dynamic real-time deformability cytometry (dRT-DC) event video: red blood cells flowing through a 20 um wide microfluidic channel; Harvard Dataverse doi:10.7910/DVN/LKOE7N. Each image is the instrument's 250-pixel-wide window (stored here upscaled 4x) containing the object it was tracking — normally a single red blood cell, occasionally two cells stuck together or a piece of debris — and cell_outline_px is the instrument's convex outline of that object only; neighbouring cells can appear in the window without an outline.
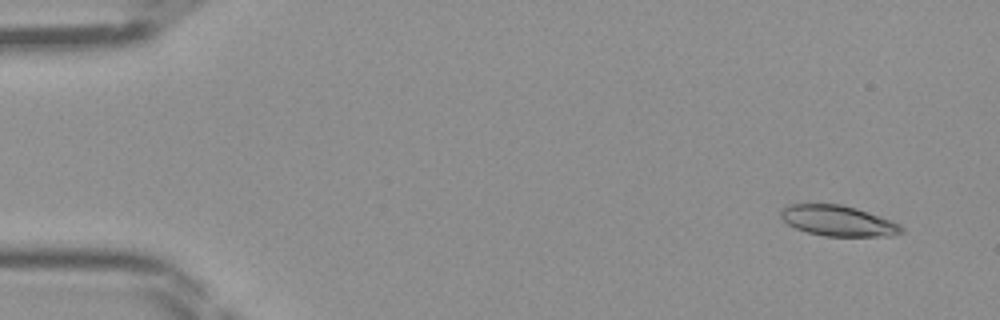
{"species": "Egyptian fruit bat (a non-hibernating species)", "species_latin": "Rousettus aegyptiacus", "temperature_condition": "room temperature", "stored_images_in_passage": 46, "segment_of_instrument_passage": [1, 2], "camera_frame_rate_fps": 3000, "um_per_image_px": 0.085, "frame": {"image": 1, "passage_image": 2, "time_ms": 0.333, "image_size_px": [1000, 320], "cell_outline_px": [[904, 232], [892, 236], [824, 236], [808, 232], [796, 228], [788, 224], [780, 216], [780, 212], [788, 204], [840, 204], [856, 208], [892, 220], [900, 224], [904, 228]], "centroid_in_image_um": [71.27, 18.77], "position_along_channel_um": 13.7, "area_um2": 21.5}}
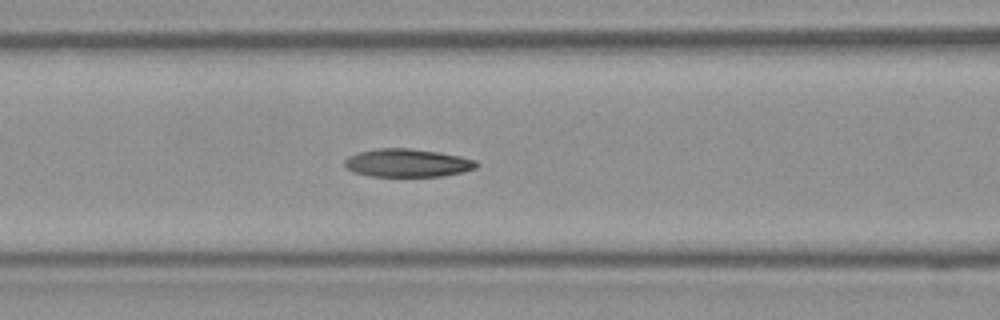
{"frame": {"image": 2, "passage_image": 18, "time_ms": 5.667, "image_size_px": [1000, 320], "cell_outline_px": [[480, 164], [476, 168], [460, 172], [440, 176], [372, 176], [352, 172], [344, 164], [344, 160], [348, 156], [360, 152], [376, 148], [412, 148], [460, 156], [476, 160]], "centroid_in_image_um": [34.62, 13.84], "position_along_channel_um": 132.0, "area_um2": 21.5}}
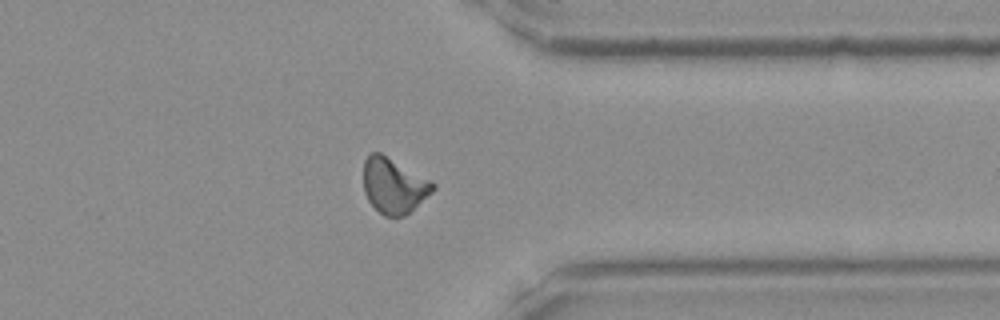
{"frame": {"image": 3, "passage_image": 35, "time_ms": 11.333, "image_size_px": [1000, 320], "cell_outline_px": [[436, 188], [432, 192], [404, 216], [384, 216], [368, 200], [364, 192], [364, 160], [372, 152], [380, 152], [432, 180], [436, 184]], "centroid_in_image_um": [33.48, 15.76], "position_along_channel_um": 377.9, "area_um2": 22.25}}